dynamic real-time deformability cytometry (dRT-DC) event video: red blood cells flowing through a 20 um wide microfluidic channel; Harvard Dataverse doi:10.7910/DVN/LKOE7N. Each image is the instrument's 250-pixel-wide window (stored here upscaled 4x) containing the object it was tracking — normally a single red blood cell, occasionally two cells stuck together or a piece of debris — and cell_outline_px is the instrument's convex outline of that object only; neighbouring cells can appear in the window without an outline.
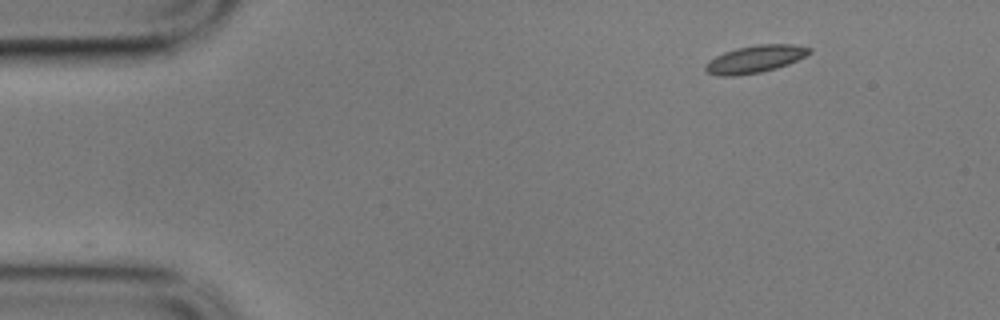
{"species": "common noctule bat (a hibernating species)", "species_latin": "Nyctalus noctula", "temperature_condition": "cold", "stored_images_in_passage": 4, "camera_frame_rate_fps": 3000, "um_per_image_px": 0.085, "animal": {"sex": "male", "body_mass_g": 17.9}, "frame": {"image": 1, "passage_image": 1, "time_ms": 0.0, "image_size_px": [1000, 320], "cell_outline_px": [[812, 52], [788, 64], [776, 68], [760, 72], [732, 76], [720, 76], [708, 72], [704, 68], [708, 60], [724, 52], [736, 48], [756, 44], [792, 44], [812, 48]], "centroid_in_image_um": [64.18, 5.01], "position_along_channel_um": 20.8, "area_um2": 16.47}}